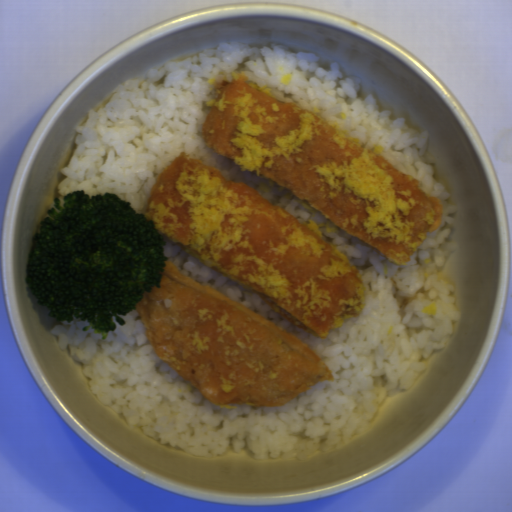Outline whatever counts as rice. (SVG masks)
I'll list each match as a JSON object with an SVG mask.
<instances>
[{
    "label": "rice",
    "instance_id": "rice-1",
    "mask_svg": "<svg viewBox=\"0 0 512 512\" xmlns=\"http://www.w3.org/2000/svg\"><path fill=\"white\" fill-rule=\"evenodd\" d=\"M272 47L222 42L216 49L167 62L150 69L146 79L127 80L113 90L97 110H87L77 127L72 157L59 171L67 176L58 185L60 206L65 195L83 190L117 194L137 214L144 212L151 189L161 173L181 153L220 171L224 178L244 182L272 205L299 222L313 221L322 236L356 266L365 287V303L356 317L319 337L280 316L250 288L212 269L185 252L180 243L163 236V254L176 268L197 282L252 309L286 328L319 356L333 380L318 382L279 406L230 404L221 408L160 359L135 309L121 314L105 338L84 320H61L51 328L62 350L83 365L92 394L107 407L123 413L128 424L142 427L160 445L181 447L191 455L221 456L231 446L247 444L253 458L305 461L316 452L341 449L372 425L387 397L410 388L431 357L450 342L453 322L460 317L453 282L439 280L458 242L447 238L456 225L450 195L425 164L429 132H418L405 118L390 120L373 96L359 97L361 79L344 75L338 63L319 66V55L292 53L285 44ZM246 75L264 84L276 97L306 108L359 138L396 169L409 174L419 187L440 199L439 227L426 233L411 260L397 264L377 249L343 231L306 200L274 181L239 169L232 159L207 147L201 127L209 113L206 102L215 98L208 79Z\"/></svg>",
    "mask_w": 512,
    "mask_h": 512
}]
</instances>
